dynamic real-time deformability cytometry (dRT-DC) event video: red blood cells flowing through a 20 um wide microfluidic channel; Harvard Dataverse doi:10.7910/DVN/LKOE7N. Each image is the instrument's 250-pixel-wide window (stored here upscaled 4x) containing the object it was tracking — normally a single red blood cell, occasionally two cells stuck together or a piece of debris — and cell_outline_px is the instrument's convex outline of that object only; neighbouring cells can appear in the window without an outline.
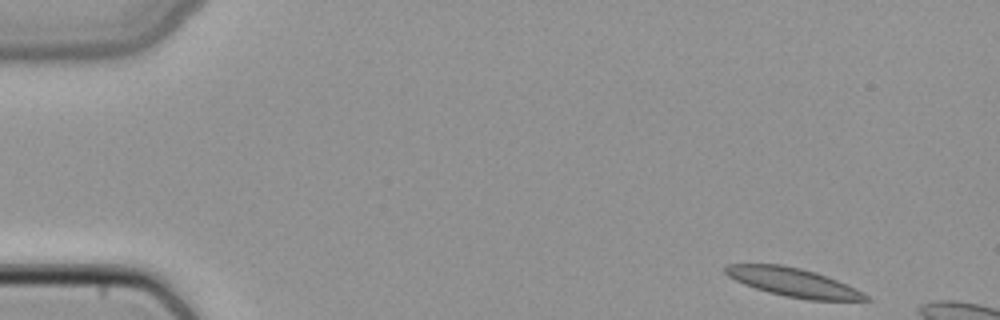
{"species": "common noctule bat (a hibernating species)", "species_latin": "Nyctalus noctula", "temperature_condition": "cold", "stored_images_in_passage": 3, "camera_frame_rate_fps": 3000, "um_per_image_px": 0.085, "animal": {"sex": "female", "body_mass_g": 22.7, "forearm_length_mm": 54.2}, "frame": {"image": 1, "passage_image": 1, "time_ms": 0.0, "image_size_px": [1000, 320], "cell_outline_px": [[872, 300], [808, 300], [784, 296], [768, 292], [744, 284], [728, 276], [724, 272], [724, 268], [728, 264], [780, 264], [800, 268], [816, 272], [848, 284], [856, 288], [868, 296]], "centroid_in_image_um": [67.44, 24.0], "position_along_channel_um": 17.6, "area_um2": 23.35}}